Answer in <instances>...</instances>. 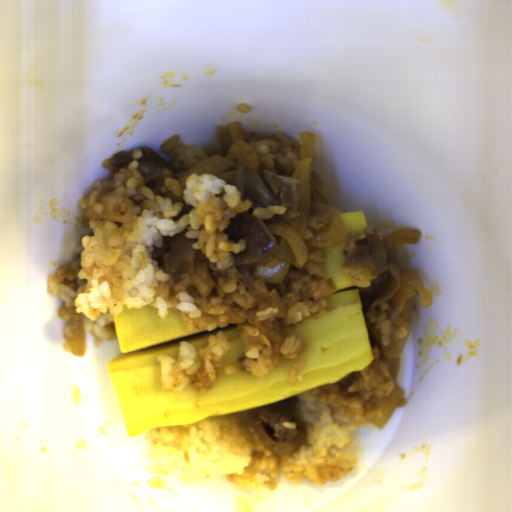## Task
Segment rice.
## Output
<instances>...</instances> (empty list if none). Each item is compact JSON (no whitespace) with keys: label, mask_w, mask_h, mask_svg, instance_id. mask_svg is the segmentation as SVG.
Listing matches in <instances>:
<instances>
[{"label":"rice","mask_w":512,"mask_h":512,"mask_svg":"<svg viewBox=\"0 0 512 512\" xmlns=\"http://www.w3.org/2000/svg\"><path fill=\"white\" fill-rule=\"evenodd\" d=\"M287 208L283 205H267L266 207H257L252 215L258 219L269 220L276 215H282L286 212Z\"/></svg>","instance_id":"6"},{"label":"rice","mask_w":512,"mask_h":512,"mask_svg":"<svg viewBox=\"0 0 512 512\" xmlns=\"http://www.w3.org/2000/svg\"><path fill=\"white\" fill-rule=\"evenodd\" d=\"M310 314L308 307L300 302L287 308L286 311L288 323H293L294 325L306 320Z\"/></svg>","instance_id":"5"},{"label":"rice","mask_w":512,"mask_h":512,"mask_svg":"<svg viewBox=\"0 0 512 512\" xmlns=\"http://www.w3.org/2000/svg\"><path fill=\"white\" fill-rule=\"evenodd\" d=\"M160 150L169 157L168 166L175 173L186 174L196 165L208 159L201 148L184 144L179 134H172L160 145Z\"/></svg>","instance_id":"4"},{"label":"rice","mask_w":512,"mask_h":512,"mask_svg":"<svg viewBox=\"0 0 512 512\" xmlns=\"http://www.w3.org/2000/svg\"><path fill=\"white\" fill-rule=\"evenodd\" d=\"M131 156L127 167L94 180L91 192L80 201L81 221L88 232L74 245L78 257L50 272L46 280L48 292L62 301L56 311L58 317L63 321L84 317V330L96 347L101 340L117 337L112 323L124 308L151 306L161 318L173 310L183 326L208 332L236 324L235 332L243 345L242 364L253 376L268 375L281 361L293 360L304 352V339L291 332L282 344H276L258 330L255 322L273 331L278 309H259L255 295L242 279L219 278L206 297H193L185 290L169 292V276L151 256L153 245L160 248L164 237L188 228L185 237L197 239L193 248L225 271L233 264L232 254L245 249V240L229 241L224 229L230 218L251 208L253 202L242 200L237 186L214 173L190 174L185 189L175 178L166 177L160 191H172L193 207L174 221L183 204L154 195L138 171L142 151L135 149ZM125 197L133 200L132 225L87 218L91 210L124 214Z\"/></svg>","instance_id":"1"},{"label":"rice","mask_w":512,"mask_h":512,"mask_svg":"<svg viewBox=\"0 0 512 512\" xmlns=\"http://www.w3.org/2000/svg\"><path fill=\"white\" fill-rule=\"evenodd\" d=\"M389 356L364 369L349 388L356 397L343 399L334 384L299 393V413L305 425L303 443L291 455H277L262 442L245 411L211 416L185 426H162L146 434L144 477L164 490L199 479L272 491L280 477L313 485L337 482L354 468L356 447L352 437L359 426L381 418L383 397L392 393L394 359Z\"/></svg>","instance_id":"2"},{"label":"rice","mask_w":512,"mask_h":512,"mask_svg":"<svg viewBox=\"0 0 512 512\" xmlns=\"http://www.w3.org/2000/svg\"><path fill=\"white\" fill-rule=\"evenodd\" d=\"M232 346V340L226 333L219 331L209 336L203 349H196L186 340H180L178 358L160 353L156 359L165 390L179 392L191 387L198 393L208 392L219 372L225 376L237 372L235 364H224Z\"/></svg>","instance_id":"3"}]
</instances>
